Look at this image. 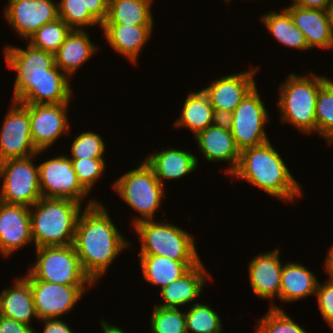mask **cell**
Returning <instances> with one entry per match:
<instances>
[{
  "label": "cell",
  "mask_w": 333,
  "mask_h": 333,
  "mask_svg": "<svg viewBox=\"0 0 333 333\" xmlns=\"http://www.w3.org/2000/svg\"><path fill=\"white\" fill-rule=\"evenodd\" d=\"M198 158L189 151L173 147L149 154L145 162L153 169L158 181L164 186L165 179L182 178L198 168Z\"/></svg>",
  "instance_id": "23"
},
{
  "label": "cell",
  "mask_w": 333,
  "mask_h": 333,
  "mask_svg": "<svg viewBox=\"0 0 333 333\" xmlns=\"http://www.w3.org/2000/svg\"><path fill=\"white\" fill-rule=\"evenodd\" d=\"M318 282L307 267L288 261L282 268L280 300L289 303L315 295Z\"/></svg>",
  "instance_id": "28"
},
{
  "label": "cell",
  "mask_w": 333,
  "mask_h": 333,
  "mask_svg": "<svg viewBox=\"0 0 333 333\" xmlns=\"http://www.w3.org/2000/svg\"><path fill=\"white\" fill-rule=\"evenodd\" d=\"M310 72L304 76L290 73L279 87L277 108L280 120L289 123L305 135L316 133L315 106L320 87L328 80Z\"/></svg>",
  "instance_id": "5"
},
{
  "label": "cell",
  "mask_w": 333,
  "mask_h": 333,
  "mask_svg": "<svg viewBox=\"0 0 333 333\" xmlns=\"http://www.w3.org/2000/svg\"><path fill=\"white\" fill-rule=\"evenodd\" d=\"M232 176L284 201L294 202L303 195L300 184L270 141L240 151L239 163Z\"/></svg>",
  "instance_id": "3"
},
{
  "label": "cell",
  "mask_w": 333,
  "mask_h": 333,
  "mask_svg": "<svg viewBox=\"0 0 333 333\" xmlns=\"http://www.w3.org/2000/svg\"><path fill=\"white\" fill-rule=\"evenodd\" d=\"M280 249L259 253L251 259L248 266V277L254 294L263 299H269L270 307L281 309L273 303L280 299L281 275L283 264L279 258Z\"/></svg>",
  "instance_id": "18"
},
{
  "label": "cell",
  "mask_w": 333,
  "mask_h": 333,
  "mask_svg": "<svg viewBox=\"0 0 333 333\" xmlns=\"http://www.w3.org/2000/svg\"><path fill=\"white\" fill-rule=\"evenodd\" d=\"M72 29L61 18L41 26L28 40L33 47L55 54Z\"/></svg>",
  "instance_id": "32"
},
{
  "label": "cell",
  "mask_w": 333,
  "mask_h": 333,
  "mask_svg": "<svg viewBox=\"0 0 333 333\" xmlns=\"http://www.w3.org/2000/svg\"><path fill=\"white\" fill-rule=\"evenodd\" d=\"M154 25L102 24L103 36L117 53L127 58L133 65L149 38H152Z\"/></svg>",
  "instance_id": "20"
},
{
  "label": "cell",
  "mask_w": 333,
  "mask_h": 333,
  "mask_svg": "<svg viewBox=\"0 0 333 333\" xmlns=\"http://www.w3.org/2000/svg\"><path fill=\"white\" fill-rule=\"evenodd\" d=\"M211 277L201 261L181 278L160 290V295L164 302L158 306L163 308H179L195 301V299L200 297L207 279L211 280Z\"/></svg>",
  "instance_id": "22"
},
{
  "label": "cell",
  "mask_w": 333,
  "mask_h": 333,
  "mask_svg": "<svg viewBox=\"0 0 333 333\" xmlns=\"http://www.w3.org/2000/svg\"><path fill=\"white\" fill-rule=\"evenodd\" d=\"M255 86L224 120L228 123L237 148L243 149L259 146L269 140L265 125L269 114Z\"/></svg>",
  "instance_id": "10"
},
{
  "label": "cell",
  "mask_w": 333,
  "mask_h": 333,
  "mask_svg": "<svg viewBox=\"0 0 333 333\" xmlns=\"http://www.w3.org/2000/svg\"><path fill=\"white\" fill-rule=\"evenodd\" d=\"M90 14L102 25L108 13L109 0H82Z\"/></svg>",
  "instance_id": "40"
},
{
  "label": "cell",
  "mask_w": 333,
  "mask_h": 333,
  "mask_svg": "<svg viewBox=\"0 0 333 333\" xmlns=\"http://www.w3.org/2000/svg\"><path fill=\"white\" fill-rule=\"evenodd\" d=\"M258 67L214 79L211 84L203 88L219 119L227 118L256 86L254 75L257 74Z\"/></svg>",
  "instance_id": "15"
},
{
  "label": "cell",
  "mask_w": 333,
  "mask_h": 333,
  "mask_svg": "<svg viewBox=\"0 0 333 333\" xmlns=\"http://www.w3.org/2000/svg\"><path fill=\"white\" fill-rule=\"evenodd\" d=\"M36 251V253H35ZM36 263L29 267L27 280H42L60 285H95L83 271L74 245L35 248Z\"/></svg>",
  "instance_id": "8"
},
{
  "label": "cell",
  "mask_w": 333,
  "mask_h": 333,
  "mask_svg": "<svg viewBox=\"0 0 333 333\" xmlns=\"http://www.w3.org/2000/svg\"><path fill=\"white\" fill-rule=\"evenodd\" d=\"M81 205L69 199L45 197L32 205L30 219L34 247L72 245L83 209Z\"/></svg>",
  "instance_id": "4"
},
{
  "label": "cell",
  "mask_w": 333,
  "mask_h": 333,
  "mask_svg": "<svg viewBox=\"0 0 333 333\" xmlns=\"http://www.w3.org/2000/svg\"><path fill=\"white\" fill-rule=\"evenodd\" d=\"M58 17L67 23L72 30H85V26L102 25L90 14L82 0H59Z\"/></svg>",
  "instance_id": "35"
},
{
  "label": "cell",
  "mask_w": 333,
  "mask_h": 333,
  "mask_svg": "<svg viewBox=\"0 0 333 333\" xmlns=\"http://www.w3.org/2000/svg\"><path fill=\"white\" fill-rule=\"evenodd\" d=\"M42 197L69 199L82 204L89 192L81 185L72 165V159L60 155L38 165Z\"/></svg>",
  "instance_id": "11"
},
{
  "label": "cell",
  "mask_w": 333,
  "mask_h": 333,
  "mask_svg": "<svg viewBox=\"0 0 333 333\" xmlns=\"http://www.w3.org/2000/svg\"><path fill=\"white\" fill-rule=\"evenodd\" d=\"M137 168L124 173L112 185L124 202L139 213L132 220L133 226L145 220H154L166 195L164 186L158 181L153 169L143 160Z\"/></svg>",
  "instance_id": "6"
},
{
  "label": "cell",
  "mask_w": 333,
  "mask_h": 333,
  "mask_svg": "<svg viewBox=\"0 0 333 333\" xmlns=\"http://www.w3.org/2000/svg\"><path fill=\"white\" fill-rule=\"evenodd\" d=\"M152 333H187L185 311L155 306L150 317Z\"/></svg>",
  "instance_id": "34"
},
{
  "label": "cell",
  "mask_w": 333,
  "mask_h": 333,
  "mask_svg": "<svg viewBox=\"0 0 333 333\" xmlns=\"http://www.w3.org/2000/svg\"><path fill=\"white\" fill-rule=\"evenodd\" d=\"M12 288L4 289L0 294V315L31 326V319H38L30 282L25 278H16Z\"/></svg>",
  "instance_id": "25"
},
{
  "label": "cell",
  "mask_w": 333,
  "mask_h": 333,
  "mask_svg": "<svg viewBox=\"0 0 333 333\" xmlns=\"http://www.w3.org/2000/svg\"><path fill=\"white\" fill-rule=\"evenodd\" d=\"M315 296L322 318L333 328V281L327 279L323 284L318 282Z\"/></svg>",
  "instance_id": "39"
},
{
  "label": "cell",
  "mask_w": 333,
  "mask_h": 333,
  "mask_svg": "<svg viewBox=\"0 0 333 333\" xmlns=\"http://www.w3.org/2000/svg\"><path fill=\"white\" fill-rule=\"evenodd\" d=\"M4 19L18 36L28 40L41 26L58 17V3L53 0H8Z\"/></svg>",
  "instance_id": "16"
},
{
  "label": "cell",
  "mask_w": 333,
  "mask_h": 333,
  "mask_svg": "<svg viewBox=\"0 0 333 333\" xmlns=\"http://www.w3.org/2000/svg\"><path fill=\"white\" fill-rule=\"evenodd\" d=\"M39 320L59 318L70 313L92 285H60L42 280H28ZM83 295V296H82Z\"/></svg>",
  "instance_id": "13"
},
{
  "label": "cell",
  "mask_w": 333,
  "mask_h": 333,
  "mask_svg": "<svg viewBox=\"0 0 333 333\" xmlns=\"http://www.w3.org/2000/svg\"><path fill=\"white\" fill-rule=\"evenodd\" d=\"M86 30H71L55 53V65L69 78L98 51Z\"/></svg>",
  "instance_id": "24"
},
{
  "label": "cell",
  "mask_w": 333,
  "mask_h": 333,
  "mask_svg": "<svg viewBox=\"0 0 333 333\" xmlns=\"http://www.w3.org/2000/svg\"><path fill=\"white\" fill-rule=\"evenodd\" d=\"M39 321L44 323L43 333H74L68 324L59 318H45Z\"/></svg>",
  "instance_id": "42"
},
{
  "label": "cell",
  "mask_w": 333,
  "mask_h": 333,
  "mask_svg": "<svg viewBox=\"0 0 333 333\" xmlns=\"http://www.w3.org/2000/svg\"><path fill=\"white\" fill-rule=\"evenodd\" d=\"M26 47H4L7 66L17 71L12 100L21 104L71 103V79L55 65V54L30 43Z\"/></svg>",
  "instance_id": "1"
},
{
  "label": "cell",
  "mask_w": 333,
  "mask_h": 333,
  "mask_svg": "<svg viewBox=\"0 0 333 333\" xmlns=\"http://www.w3.org/2000/svg\"><path fill=\"white\" fill-rule=\"evenodd\" d=\"M106 145L100 134L93 131L77 135L71 145V159L104 158Z\"/></svg>",
  "instance_id": "37"
},
{
  "label": "cell",
  "mask_w": 333,
  "mask_h": 333,
  "mask_svg": "<svg viewBox=\"0 0 333 333\" xmlns=\"http://www.w3.org/2000/svg\"><path fill=\"white\" fill-rule=\"evenodd\" d=\"M316 133L328 145L333 143V80L328 79L319 89L316 106Z\"/></svg>",
  "instance_id": "31"
},
{
  "label": "cell",
  "mask_w": 333,
  "mask_h": 333,
  "mask_svg": "<svg viewBox=\"0 0 333 333\" xmlns=\"http://www.w3.org/2000/svg\"><path fill=\"white\" fill-rule=\"evenodd\" d=\"M268 309L266 315L258 320L254 333H307L304 326L302 328L294 322L284 309Z\"/></svg>",
  "instance_id": "36"
},
{
  "label": "cell",
  "mask_w": 333,
  "mask_h": 333,
  "mask_svg": "<svg viewBox=\"0 0 333 333\" xmlns=\"http://www.w3.org/2000/svg\"><path fill=\"white\" fill-rule=\"evenodd\" d=\"M324 260V269L329 275L328 279L333 281V245L328 249L327 257Z\"/></svg>",
  "instance_id": "44"
},
{
  "label": "cell",
  "mask_w": 333,
  "mask_h": 333,
  "mask_svg": "<svg viewBox=\"0 0 333 333\" xmlns=\"http://www.w3.org/2000/svg\"><path fill=\"white\" fill-rule=\"evenodd\" d=\"M281 10L279 13L273 9L262 15V23L281 44L289 48L308 50L303 32L295 26L290 13L285 8Z\"/></svg>",
  "instance_id": "30"
},
{
  "label": "cell",
  "mask_w": 333,
  "mask_h": 333,
  "mask_svg": "<svg viewBox=\"0 0 333 333\" xmlns=\"http://www.w3.org/2000/svg\"><path fill=\"white\" fill-rule=\"evenodd\" d=\"M69 104H28L31 139L38 150H48L63 134L69 135Z\"/></svg>",
  "instance_id": "14"
},
{
  "label": "cell",
  "mask_w": 333,
  "mask_h": 333,
  "mask_svg": "<svg viewBox=\"0 0 333 333\" xmlns=\"http://www.w3.org/2000/svg\"><path fill=\"white\" fill-rule=\"evenodd\" d=\"M46 152L39 150L37 155L24 158H11L0 162V202L31 207L41 197L38 166L33 158Z\"/></svg>",
  "instance_id": "9"
},
{
  "label": "cell",
  "mask_w": 333,
  "mask_h": 333,
  "mask_svg": "<svg viewBox=\"0 0 333 333\" xmlns=\"http://www.w3.org/2000/svg\"><path fill=\"white\" fill-rule=\"evenodd\" d=\"M185 322L187 333H222L218 313L203 303H195L185 312Z\"/></svg>",
  "instance_id": "33"
},
{
  "label": "cell",
  "mask_w": 333,
  "mask_h": 333,
  "mask_svg": "<svg viewBox=\"0 0 333 333\" xmlns=\"http://www.w3.org/2000/svg\"><path fill=\"white\" fill-rule=\"evenodd\" d=\"M140 239V255H159L176 261H202L192 234L179 226L154 220L133 226Z\"/></svg>",
  "instance_id": "7"
},
{
  "label": "cell",
  "mask_w": 333,
  "mask_h": 333,
  "mask_svg": "<svg viewBox=\"0 0 333 333\" xmlns=\"http://www.w3.org/2000/svg\"><path fill=\"white\" fill-rule=\"evenodd\" d=\"M201 261H176L159 255H140L144 280L160 290L181 278Z\"/></svg>",
  "instance_id": "26"
},
{
  "label": "cell",
  "mask_w": 333,
  "mask_h": 333,
  "mask_svg": "<svg viewBox=\"0 0 333 333\" xmlns=\"http://www.w3.org/2000/svg\"><path fill=\"white\" fill-rule=\"evenodd\" d=\"M83 210L77 221L73 245L83 271L97 283L131 244L119 232L101 202L91 199Z\"/></svg>",
  "instance_id": "2"
},
{
  "label": "cell",
  "mask_w": 333,
  "mask_h": 333,
  "mask_svg": "<svg viewBox=\"0 0 333 333\" xmlns=\"http://www.w3.org/2000/svg\"><path fill=\"white\" fill-rule=\"evenodd\" d=\"M195 137L198 149L209 162L230 163L225 171L231 175L237 168L240 159V150L237 148L229 125L225 120L219 119L214 125L200 131Z\"/></svg>",
  "instance_id": "17"
},
{
  "label": "cell",
  "mask_w": 333,
  "mask_h": 333,
  "mask_svg": "<svg viewBox=\"0 0 333 333\" xmlns=\"http://www.w3.org/2000/svg\"><path fill=\"white\" fill-rule=\"evenodd\" d=\"M154 0H109L103 24L154 25L151 6Z\"/></svg>",
  "instance_id": "29"
},
{
  "label": "cell",
  "mask_w": 333,
  "mask_h": 333,
  "mask_svg": "<svg viewBox=\"0 0 333 333\" xmlns=\"http://www.w3.org/2000/svg\"><path fill=\"white\" fill-rule=\"evenodd\" d=\"M101 328L103 333H125L123 329L116 325H112V323H108L106 320L101 319Z\"/></svg>",
  "instance_id": "45"
},
{
  "label": "cell",
  "mask_w": 333,
  "mask_h": 333,
  "mask_svg": "<svg viewBox=\"0 0 333 333\" xmlns=\"http://www.w3.org/2000/svg\"><path fill=\"white\" fill-rule=\"evenodd\" d=\"M0 129V162L37 155L30 131L28 104L12 101Z\"/></svg>",
  "instance_id": "12"
},
{
  "label": "cell",
  "mask_w": 333,
  "mask_h": 333,
  "mask_svg": "<svg viewBox=\"0 0 333 333\" xmlns=\"http://www.w3.org/2000/svg\"><path fill=\"white\" fill-rule=\"evenodd\" d=\"M218 120L207 94L202 89L187 94L180 117L174 121L173 126L190 129L196 136Z\"/></svg>",
  "instance_id": "27"
},
{
  "label": "cell",
  "mask_w": 333,
  "mask_h": 333,
  "mask_svg": "<svg viewBox=\"0 0 333 333\" xmlns=\"http://www.w3.org/2000/svg\"><path fill=\"white\" fill-rule=\"evenodd\" d=\"M291 2V4L302 8L328 11L333 3V0H292Z\"/></svg>",
  "instance_id": "43"
},
{
  "label": "cell",
  "mask_w": 333,
  "mask_h": 333,
  "mask_svg": "<svg viewBox=\"0 0 333 333\" xmlns=\"http://www.w3.org/2000/svg\"><path fill=\"white\" fill-rule=\"evenodd\" d=\"M328 15H329V21H330V28H331V34L333 37V3L328 9Z\"/></svg>",
  "instance_id": "46"
},
{
  "label": "cell",
  "mask_w": 333,
  "mask_h": 333,
  "mask_svg": "<svg viewBox=\"0 0 333 333\" xmlns=\"http://www.w3.org/2000/svg\"><path fill=\"white\" fill-rule=\"evenodd\" d=\"M72 165L79 182L89 193L106 168L104 158L72 159Z\"/></svg>",
  "instance_id": "38"
},
{
  "label": "cell",
  "mask_w": 333,
  "mask_h": 333,
  "mask_svg": "<svg viewBox=\"0 0 333 333\" xmlns=\"http://www.w3.org/2000/svg\"><path fill=\"white\" fill-rule=\"evenodd\" d=\"M30 243V207L0 202V253L7 258Z\"/></svg>",
  "instance_id": "19"
},
{
  "label": "cell",
  "mask_w": 333,
  "mask_h": 333,
  "mask_svg": "<svg viewBox=\"0 0 333 333\" xmlns=\"http://www.w3.org/2000/svg\"><path fill=\"white\" fill-rule=\"evenodd\" d=\"M285 9L290 13L295 26L303 32L309 50L314 47L333 48L328 11L307 9L293 4Z\"/></svg>",
  "instance_id": "21"
},
{
  "label": "cell",
  "mask_w": 333,
  "mask_h": 333,
  "mask_svg": "<svg viewBox=\"0 0 333 333\" xmlns=\"http://www.w3.org/2000/svg\"><path fill=\"white\" fill-rule=\"evenodd\" d=\"M0 333H36L32 326L0 315Z\"/></svg>",
  "instance_id": "41"
}]
</instances>
